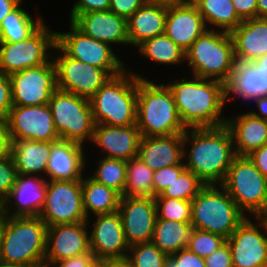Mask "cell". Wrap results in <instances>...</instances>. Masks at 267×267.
I'll list each match as a JSON object with an SVG mask.
<instances>
[{
    "instance_id": "cell-1",
    "label": "cell",
    "mask_w": 267,
    "mask_h": 267,
    "mask_svg": "<svg viewBox=\"0 0 267 267\" xmlns=\"http://www.w3.org/2000/svg\"><path fill=\"white\" fill-rule=\"evenodd\" d=\"M165 73L169 78L164 77L165 80L162 81L171 90L177 112L186 128L226 125L229 109L224 83L185 72L180 75L173 72L172 76L168 74L170 71L166 70Z\"/></svg>"
},
{
    "instance_id": "cell-2",
    "label": "cell",
    "mask_w": 267,
    "mask_h": 267,
    "mask_svg": "<svg viewBox=\"0 0 267 267\" xmlns=\"http://www.w3.org/2000/svg\"><path fill=\"white\" fill-rule=\"evenodd\" d=\"M236 157L226 125L187 128L183 133V161L205 185H221Z\"/></svg>"
},
{
    "instance_id": "cell-3",
    "label": "cell",
    "mask_w": 267,
    "mask_h": 267,
    "mask_svg": "<svg viewBox=\"0 0 267 267\" xmlns=\"http://www.w3.org/2000/svg\"><path fill=\"white\" fill-rule=\"evenodd\" d=\"M131 65V72L137 75V127L141 137L184 133L187 128L181 122L174 96L168 86L162 80H157L156 73L153 76L149 71L146 72L148 68H143L145 72H140L137 62ZM146 73L148 74L145 75Z\"/></svg>"
},
{
    "instance_id": "cell-4",
    "label": "cell",
    "mask_w": 267,
    "mask_h": 267,
    "mask_svg": "<svg viewBox=\"0 0 267 267\" xmlns=\"http://www.w3.org/2000/svg\"><path fill=\"white\" fill-rule=\"evenodd\" d=\"M46 223L39 217L2 215L0 261L25 267H45Z\"/></svg>"
},
{
    "instance_id": "cell-5",
    "label": "cell",
    "mask_w": 267,
    "mask_h": 267,
    "mask_svg": "<svg viewBox=\"0 0 267 267\" xmlns=\"http://www.w3.org/2000/svg\"><path fill=\"white\" fill-rule=\"evenodd\" d=\"M130 67L110 77L89 99L95 125L137 124V75Z\"/></svg>"
},
{
    "instance_id": "cell-6",
    "label": "cell",
    "mask_w": 267,
    "mask_h": 267,
    "mask_svg": "<svg viewBox=\"0 0 267 267\" xmlns=\"http://www.w3.org/2000/svg\"><path fill=\"white\" fill-rule=\"evenodd\" d=\"M235 62L230 33L207 29L185 52L184 72L226 84Z\"/></svg>"
},
{
    "instance_id": "cell-7",
    "label": "cell",
    "mask_w": 267,
    "mask_h": 267,
    "mask_svg": "<svg viewBox=\"0 0 267 267\" xmlns=\"http://www.w3.org/2000/svg\"><path fill=\"white\" fill-rule=\"evenodd\" d=\"M246 218L221 185H205L191 200V226L227 239Z\"/></svg>"
},
{
    "instance_id": "cell-8",
    "label": "cell",
    "mask_w": 267,
    "mask_h": 267,
    "mask_svg": "<svg viewBox=\"0 0 267 267\" xmlns=\"http://www.w3.org/2000/svg\"><path fill=\"white\" fill-rule=\"evenodd\" d=\"M221 186L246 215L260 217L267 209V178L247 156H236Z\"/></svg>"
},
{
    "instance_id": "cell-9",
    "label": "cell",
    "mask_w": 267,
    "mask_h": 267,
    "mask_svg": "<svg viewBox=\"0 0 267 267\" xmlns=\"http://www.w3.org/2000/svg\"><path fill=\"white\" fill-rule=\"evenodd\" d=\"M48 105L59 137L88 148L95 127L89 99L57 89Z\"/></svg>"
},
{
    "instance_id": "cell-10",
    "label": "cell",
    "mask_w": 267,
    "mask_h": 267,
    "mask_svg": "<svg viewBox=\"0 0 267 267\" xmlns=\"http://www.w3.org/2000/svg\"><path fill=\"white\" fill-rule=\"evenodd\" d=\"M69 25L65 32L64 28L63 32L56 30V44L68 56L104 69L111 77L120 74L127 68L128 59L126 63L123 59L125 57L117 53L109 44L85 35L70 21Z\"/></svg>"
},
{
    "instance_id": "cell-11",
    "label": "cell",
    "mask_w": 267,
    "mask_h": 267,
    "mask_svg": "<svg viewBox=\"0 0 267 267\" xmlns=\"http://www.w3.org/2000/svg\"><path fill=\"white\" fill-rule=\"evenodd\" d=\"M45 21L30 37L19 42H0V72L10 76L47 63L56 45V30Z\"/></svg>"
},
{
    "instance_id": "cell-12",
    "label": "cell",
    "mask_w": 267,
    "mask_h": 267,
    "mask_svg": "<svg viewBox=\"0 0 267 267\" xmlns=\"http://www.w3.org/2000/svg\"><path fill=\"white\" fill-rule=\"evenodd\" d=\"M57 89L90 99L111 77L104 69L68 56L57 44L52 52Z\"/></svg>"
},
{
    "instance_id": "cell-13",
    "label": "cell",
    "mask_w": 267,
    "mask_h": 267,
    "mask_svg": "<svg viewBox=\"0 0 267 267\" xmlns=\"http://www.w3.org/2000/svg\"><path fill=\"white\" fill-rule=\"evenodd\" d=\"M39 217L47 227L86 222L81 180L48 181L45 203Z\"/></svg>"
},
{
    "instance_id": "cell-14",
    "label": "cell",
    "mask_w": 267,
    "mask_h": 267,
    "mask_svg": "<svg viewBox=\"0 0 267 267\" xmlns=\"http://www.w3.org/2000/svg\"><path fill=\"white\" fill-rule=\"evenodd\" d=\"M226 242L233 267H267V225L261 217L246 216Z\"/></svg>"
},
{
    "instance_id": "cell-15",
    "label": "cell",
    "mask_w": 267,
    "mask_h": 267,
    "mask_svg": "<svg viewBox=\"0 0 267 267\" xmlns=\"http://www.w3.org/2000/svg\"><path fill=\"white\" fill-rule=\"evenodd\" d=\"M9 80L12 105L16 106L48 104L57 90L56 67L52 58L40 66L10 75Z\"/></svg>"
},
{
    "instance_id": "cell-16",
    "label": "cell",
    "mask_w": 267,
    "mask_h": 267,
    "mask_svg": "<svg viewBox=\"0 0 267 267\" xmlns=\"http://www.w3.org/2000/svg\"><path fill=\"white\" fill-rule=\"evenodd\" d=\"M6 123L9 139L53 142L60 138L48 104L12 105Z\"/></svg>"
},
{
    "instance_id": "cell-17",
    "label": "cell",
    "mask_w": 267,
    "mask_h": 267,
    "mask_svg": "<svg viewBox=\"0 0 267 267\" xmlns=\"http://www.w3.org/2000/svg\"><path fill=\"white\" fill-rule=\"evenodd\" d=\"M86 223L90 250L97 260L127 257L129 245L118 211L89 217Z\"/></svg>"
},
{
    "instance_id": "cell-18",
    "label": "cell",
    "mask_w": 267,
    "mask_h": 267,
    "mask_svg": "<svg viewBox=\"0 0 267 267\" xmlns=\"http://www.w3.org/2000/svg\"><path fill=\"white\" fill-rule=\"evenodd\" d=\"M140 140L141 134L137 124L130 126L97 124L94 127L87 153H92L93 156L95 154V156L128 161L137 156Z\"/></svg>"
},
{
    "instance_id": "cell-19",
    "label": "cell",
    "mask_w": 267,
    "mask_h": 267,
    "mask_svg": "<svg viewBox=\"0 0 267 267\" xmlns=\"http://www.w3.org/2000/svg\"><path fill=\"white\" fill-rule=\"evenodd\" d=\"M118 213L129 246L151 242L157 218L154 198L121 196Z\"/></svg>"
},
{
    "instance_id": "cell-20",
    "label": "cell",
    "mask_w": 267,
    "mask_h": 267,
    "mask_svg": "<svg viewBox=\"0 0 267 267\" xmlns=\"http://www.w3.org/2000/svg\"><path fill=\"white\" fill-rule=\"evenodd\" d=\"M48 180L44 177L17 174L12 190L1 203L2 215L36 217L45 203Z\"/></svg>"
},
{
    "instance_id": "cell-21",
    "label": "cell",
    "mask_w": 267,
    "mask_h": 267,
    "mask_svg": "<svg viewBox=\"0 0 267 267\" xmlns=\"http://www.w3.org/2000/svg\"><path fill=\"white\" fill-rule=\"evenodd\" d=\"M72 23L85 35L109 44L116 49L117 53H123L125 51L123 53L124 56L125 54L128 55L129 40L127 35V20L125 18L107 10L80 14ZM127 49L128 51L126 53Z\"/></svg>"
},
{
    "instance_id": "cell-22",
    "label": "cell",
    "mask_w": 267,
    "mask_h": 267,
    "mask_svg": "<svg viewBox=\"0 0 267 267\" xmlns=\"http://www.w3.org/2000/svg\"><path fill=\"white\" fill-rule=\"evenodd\" d=\"M87 147L77 142L57 139L51 142L50 156L47 163L48 181L82 180L87 169Z\"/></svg>"
},
{
    "instance_id": "cell-23",
    "label": "cell",
    "mask_w": 267,
    "mask_h": 267,
    "mask_svg": "<svg viewBox=\"0 0 267 267\" xmlns=\"http://www.w3.org/2000/svg\"><path fill=\"white\" fill-rule=\"evenodd\" d=\"M90 251L86 222L48 226L44 265Z\"/></svg>"
},
{
    "instance_id": "cell-24",
    "label": "cell",
    "mask_w": 267,
    "mask_h": 267,
    "mask_svg": "<svg viewBox=\"0 0 267 267\" xmlns=\"http://www.w3.org/2000/svg\"><path fill=\"white\" fill-rule=\"evenodd\" d=\"M225 90L228 109L231 105L234 108L237 102L240 104H237L236 108H242L243 105L244 108L254 99L267 96V73L263 69H258L252 62L236 61L234 70L225 84Z\"/></svg>"
},
{
    "instance_id": "cell-25",
    "label": "cell",
    "mask_w": 267,
    "mask_h": 267,
    "mask_svg": "<svg viewBox=\"0 0 267 267\" xmlns=\"http://www.w3.org/2000/svg\"><path fill=\"white\" fill-rule=\"evenodd\" d=\"M207 29L194 3L167 4L165 34L185 52Z\"/></svg>"
},
{
    "instance_id": "cell-26",
    "label": "cell",
    "mask_w": 267,
    "mask_h": 267,
    "mask_svg": "<svg viewBox=\"0 0 267 267\" xmlns=\"http://www.w3.org/2000/svg\"><path fill=\"white\" fill-rule=\"evenodd\" d=\"M243 110L245 108H237L232 113L230 110L227 111L230 114H227L226 126L232 134L236 156H247L267 144V120L257 118L247 110Z\"/></svg>"
},
{
    "instance_id": "cell-27",
    "label": "cell",
    "mask_w": 267,
    "mask_h": 267,
    "mask_svg": "<svg viewBox=\"0 0 267 267\" xmlns=\"http://www.w3.org/2000/svg\"><path fill=\"white\" fill-rule=\"evenodd\" d=\"M135 54H136V57H135ZM131 56L136 58L135 61L137 60V58H140V60L142 62L146 60L149 63V66H147V67H151L153 64V66L151 67L152 71L150 70V72H152V73H154L153 68L156 65V68L154 69L155 72L157 71V72H160V74H161V78H160V76L158 77L159 80L166 77L165 76L166 74H162L161 72L165 71L166 70L165 68H167V67H168L167 70L173 69L170 71H174L175 67H179V68H175L176 74L177 73L179 74V72H181V74L184 73L183 68L185 66H182V65L185 64V51L182 50L165 33L162 35H159V36H155L151 39L145 40L142 44H140L135 49V51H133ZM139 56H141V57H139ZM143 59H145V60H143ZM159 66H160V68H162V69H160L161 71H159V69H157V68H159ZM163 67H165V68H163ZM180 67L183 71L180 70ZM177 70L179 72H177Z\"/></svg>"
},
{
    "instance_id": "cell-28",
    "label": "cell",
    "mask_w": 267,
    "mask_h": 267,
    "mask_svg": "<svg viewBox=\"0 0 267 267\" xmlns=\"http://www.w3.org/2000/svg\"><path fill=\"white\" fill-rule=\"evenodd\" d=\"M137 156L153 171L183 161V133L168 136L141 137Z\"/></svg>"
},
{
    "instance_id": "cell-29",
    "label": "cell",
    "mask_w": 267,
    "mask_h": 267,
    "mask_svg": "<svg viewBox=\"0 0 267 267\" xmlns=\"http://www.w3.org/2000/svg\"><path fill=\"white\" fill-rule=\"evenodd\" d=\"M166 15L167 4L147 1L127 20L130 53L145 40L165 33Z\"/></svg>"
},
{
    "instance_id": "cell-30",
    "label": "cell",
    "mask_w": 267,
    "mask_h": 267,
    "mask_svg": "<svg viewBox=\"0 0 267 267\" xmlns=\"http://www.w3.org/2000/svg\"><path fill=\"white\" fill-rule=\"evenodd\" d=\"M230 35L236 61L251 62L267 53V19L243 20Z\"/></svg>"
},
{
    "instance_id": "cell-31",
    "label": "cell",
    "mask_w": 267,
    "mask_h": 267,
    "mask_svg": "<svg viewBox=\"0 0 267 267\" xmlns=\"http://www.w3.org/2000/svg\"><path fill=\"white\" fill-rule=\"evenodd\" d=\"M9 153L17 174L46 178L51 142L9 139Z\"/></svg>"
},
{
    "instance_id": "cell-32",
    "label": "cell",
    "mask_w": 267,
    "mask_h": 267,
    "mask_svg": "<svg viewBox=\"0 0 267 267\" xmlns=\"http://www.w3.org/2000/svg\"><path fill=\"white\" fill-rule=\"evenodd\" d=\"M25 3L29 4L27 0H23L2 20L0 24V42L25 40L46 21L45 16L40 12H32L30 9H26Z\"/></svg>"
},
{
    "instance_id": "cell-33",
    "label": "cell",
    "mask_w": 267,
    "mask_h": 267,
    "mask_svg": "<svg viewBox=\"0 0 267 267\" xmlns=\"http://www.w3.org/2000/svg\"><path fill=\"white\" fill-rule=\"evenodd\" d=\"M81 189L87 218L118 211L121 195L115 190L95 182L87 174L81 180Z\"/></svg>"
},
{
    "instance_id": "cell-34",
    "label": "cell",
    "mask_w": 267,
    "mask_h": 267,
    "mask_svg": "<svg viewBox=\"0 0 267 267\" xmlns=\"http://www.w3.org/2000/svg\"><path fill=\"white\" fill-rule=\"evenodd\" d=\"M88 155L86 174L95 182L103 184L108 188L115 190L121 196H124V188L126 184V161L100 156L93 157L92 154Z\"/></svg>"
},
{
    "instance_id": "cell-35",
    "label": "cell",
    "mask_w": 267,
    "mask_h": 267,
    "mask_svg": "<svg viewBox=\"0 0 267 267\" xmlns=\"http://www.w3.org/2000/svg\"><path fill=\"white\" fill-rule=\"evenodd\" d=\"M194 4L208 29L231 33L242 22L231 0H197Z\"/></svg>"
},
{
    "instance_id": "cell-36",
    "label": "cell",
    "mask_w": 267,
    "mask_h": 267,
    "mask_svg": "<svg viewBox=\"0 0 267 267\" xmlns=\"http://www.w3.org/2000/svg\"><path fill=\"white\" fill-rule=\"evenodd\" d=\"M190 222H178L156 218L151 242L168 256L187 247Z\"/></svg>"
},
{
    "instance_id": "cell-37",
    "label": "cell",
    "mask_w": 267,
    "mask_h": 267,
    "mask_svg": "<svg viewBox=\"0 0 267 267\" xmlns=\"http://www.w3.org/2000/svg\"><path fill=\"white\" fill-rule=\"evenodd\" d=\"M154 171L138 156L126 161V184L124 196L154 198Z\"/></svg>"
},
{
    "instance_id": "cell-38",
    "label": "cell",
    "mask_w": 267,
    "mask_h": 267,
    "mask_svg": "<svg viewBox=\"0 0 267 267\" xmlns=\"http://www.w3.org/2000/svg\"><path fill=\"white\" fill-rule=\"evenodd\" d=\"M205 184L190 170L185 169L168 187L158 196L191 201Z\"/></svg>"
},
{
    "instance_id": "cell-39",
    "label": "cell",
    "mask_w": 267,
    "mask_h": 267,
    "mask_svg": "<svg viewBox=\"0 0 267 267\" xmlns=\"http://www.w3.org/2000/svg\"><path fill=\"white\" fill-rule=\"evenodd\" d=\"M169 256L152 242L129 246L127 259L133 267H164Z\"/></svg>"
},
{
    "instance_id": "cell-40",
    "label": "cell",
    "mask_w": 267,
    "mask_h": 267,
    "mask_svg": "<svg viewBox=\"0 0 267 267\" xmlns=\"http://www.w3.org/2000/svg\"><path fill=\"white\" fill-rule=\"evenodd\" d=\"M157 218L178 222H191V201L154 197Z\"/></svg>"
},
{
    "instance_id": "cell-41",
    "label": "cell",
    "mask_w": 267,
    "mask_h": 267,
    "mask_svg": "<svg viewBox=\"0 0 267 267\" xmlns=\"http://www.w3.org/2000/svg\"><path fill=\"white\" fill-rule=\"evenodd\" d=\"M225 242L226 239L218 234L192 228L186 248L199 257L206 258Z\"/></svg>"
},
{
    "instance_id": "cell-42",
    "label": "cell",
    "mask_w": 267,
    "mask_h": 267,
    "mask_svg": "<svg viewBox=\"0 0 267 267\" xmlns=\"http://www.w3.org/2000/svg\"><path fill=\"white\" fill-rule=\"evenodd\" d=\"M17 178V170L10 153L0 156V203L9 195Z\"/></svg>"
},
{
    "instance_id": "cell-43",
    "label": "cell",
    "mask_w": 267,
    "mask_h": 267,
    "mask_svg": "<svg viewBox=\"0 0 267 267\" xmlns=\"http://www.w3.org/2000/svg\"><path fill=\"white\" fill-rule=\"evenodd\" d=\"M185 169V164H177L154 171V197L160 195Z\"/></svg>"
},
{
    "instance_id": "cell-44",
    "label": "cell",
    "mask_w": 267,
    "mask_h": 267,
    "mask_svg": "<svg viewBox=\"0 0 267 267\" xmlns=\"http://www.w3.org/2000/svg\"><path fill=\"white\" fill-rule=\"evenodd\" d=\"M164 267H206L205 260L199 257L188 248H183L170 255Z\"/></svg>"
},
{
    "instance_id": "cell-45",
    "label": "cell",
    "mask_w": 267,
    "mask_h": 267,
    "mask_svg": "<svg viewBox=\"0 0 267 267\" xmlns=\"http://www.w3.org/2000/svg\"><path fill=\"white\" fill-rule=\"evenodd\" d=\"M69 9L68 21L72 22L78 15L88 12H98L109 10L110 0H73Z\"/></svg>"
},
{
    "instance_id": "cell-46",
    "label": "cell",
    "mask_w": 267,
    "mask_h": 267,
    "mask_svg": "<svg viewBox=\"0 0 267 267\" xmlns=\"http://www.w3.org/2000/svg\"><path fill=\"white\" fill-rule=\"evenodd\" d=\"M97 261L96 256L90 250L89 252L71 258L49 262L45 267H96Z\"/></svg>"
},
{
    "instance_id": "cell-47",
    "label": "cell",
    "mask_w": 267,
    "mask_h": 267,
    "mask_svg": "<svg viewBox=\"0 0 267 267\" xmlns=\"http://www.w3.org/2000/svg\"><path fill=\"white\" fill-rule=\"evenodd\" d=\"M148 0H110L109 10L128 20Z\"/></svg>"
},
{
    "instance_id": "cell-48",
    "label": "cell",
    "mask_w": 267,
    "mask_h": 267,
    "mask_svg": "<svg viewBox=\"0 0 267 267\" xmlns=\"http://www.w3.org/2000/svg\"><path fill=\"white\" fill-rule=\"evenodd\" d=\"M11 108L12 95L9 76L0 72V120L6 121Z\"/></svg>"
},
{
    "instance_id": "cell-49",
    "label": "cell",
    "mask_w": 267,
    "mask_h": 267,
    "mask_svg": "<svg viewBox=\"0 0 267 267\" xmlns=\"http://www.w3.org/2000/svg\"><path fill=\"white\" fill-rule=\"evenodd\" d=\"M204 260L206 267H233L230 247L227 242L204 258Z\"/></svg>"
},
{
    "instance_id": "cell-50",
    "label": "cell",
    "mask_w": 267,
    "mask_h": 267,
    "mask_svg": "<svg viewBox=\"0 0 267 267\" xmlns=\"http://www.w3.org/2000/svg\"><path fill=\"white\" fill-rule=\"evenodd\" d=\"M239 18L243 20L257 18V0H231Z\"/></svg>"
},
{
    "instance_id": "cell-51",
    "label": "cell",
    "mask_w": 267,
    "mask_h": 267,
    "mask_svg": "<svg viewBox=\"0 0 267 267\" xmlns=\"http://www.w3.org/2000/svg\"><path fill=\"white\" fill-rule=\"evenodd\" d=\"M247 157L261 172V174L267 178V144L252 151L249 155H247Z\"/></svg>"
},
{
    "instance_id": "cell-52",
    "label": "cell",
    "mask_w": 267,
    "mask_h": 267,
    "mask_svg": "<svg viewBox=\"0 0 267 267\" xmlns=\"http://www.w3.org/2000/svg\"><path fill=\"white\" fill-rule=\"evenodd\" d=\"M245 109L253 116L267 120V96L254 99Z\"/></svg>"
},
{
    "instance_id": "cell-53",
    "label": "cell",
    "mask_w": 267,
    "mask_h": 267,
    "mask_svg": "<svg viewBox=\"0 0 267 267\" xmlns=\"http://www.w3.org/2000/svg\"><path fill=\"white\" fill-rule=\"evenodd\" d=\"M9 146L7 123L4 120H0V156L9 153Z\"/></svg>"
},
{
    "instance_id": "cell-54",
    "label": "cell",
    "mask_w": 267,
    "mask_h": 267,
    "mask_svg": "<svg viewBox=\"0 0 267 267\" xmlns=\"http://www.w3.org/2000/svg\"><path fill=\"white\" fill-rule=\"evenodd\" d=\"M96 267H133L127 258L98 260Z\"/></svg>"
},
{
    "instance_id": "cell-55",
    "label": "cell",
    "mask_w": 267,
    "mask_h": 267,
    "mask_svg": "<svg viewBox=\"0 0 267 267\" xmlns=\"http://www.w3.org/2000/svg\"><path fill=\"white\" fill-rule=\"evenodd\" d=\"M23 0H0V24Z\"/></svg>"
},
{
    "instance_id": "cell-56",
    "label": "cell",
    "mask_w": 267,
    "mask_h": 267,
    "mask_svg": "<svg viewBox=\"0 0 267 267\" xmlns=\"http://www.w3.org/2000/svg\"><path fill=\"white\" fill-rule=\"evenodd\" d=\"M257 18L267 19V0H257Z\"/></svg>"
},
{
    "instance_id": "cell-57",
    "label": "cell",
    "mask_w": 267,
    "mask_h": 267,
    "mask_svg": "<svg viewBox=\"0 0 267 267\" xmlns=\"http://www.w3.org/2000/svg\"><path fill=\"white\" fill-rule=\"evenodd\" d=\"M258 69H263L267 73V53L251 61Z\"/></svg>"
},
{
    "instance_id": "cell-58",
    "label": "cell",
    "mask_w": 267,
    "mask_h": 267,
    "mask_svg": "<svg viewBox=\"0 0 267 267\" xmlns=\"http://www.w3.org/2000/svg\"><path fill=\"white\" fill-rule=\"evenodd\" d=\"M149 2L165 3V4H176L185 3L187 0H148Z\"/></svg>"
},
{
    "instance_id": "cell-59",
    "label": "cell",
    "mask_w": 267,
    "mask_h": 267,
    "mask_svg": "<svg viewBox=\"0 0 267 267\" xmlns=\"http://www.w3.org/2000/svg\"><path fill=\"white\" fill-rule=\"evenodd\" d=\"M0 267H25V266H21L18 264H9V263L0 261Z\"/></svg>"
},
{
    "instance_id": "cell-60",
    "label": "cell",
    "mask_w": 267,
    "mask_h": 267,
    "mask_svg": "<svg viewBox=\"0 0 267 267\" xmlns=\"http://www.w3.org/2000/svg\"><path fill=\"white\" fill-rule=\"evenodd\" d=\"M260 217L265 221V223L267 225V209Z\"/></svg>"
},
{
    "instance_id": "cell-61",
    "label": "cell",
    "mask_w": 267,
    "mask_h": 267,
    "mask_svg": "<svg viewBox=\"0 0 267 267\" xmlns=\"http://www.w3.org/2000/svg\"><path fill=\"white\" fill-rule=\"evenodd\" d=\"M1 237H2V217L0 219V252H1Z\"/></svg>"
},
{
    "instance_id": "cell-62",
    "label": "cell",
    "mask_w": 267,
    "mask_h": 267,
    "mask_svg": "<svg viewBox=\"0 0 267 267\" xmlns=\"http://www.w3.org/2000/svg\"><path fill=\"white\" fill-rule=\"evenodd\" d=\"M197 0H187L188 3H195Z\"/></svg>"
},
{
    "instance_id": "cell-63",
    "label": "cell",
    "mask_w": 267,
    "mask_h": 267,
    "mask_svg": "<svg viewBox=\"0 0 267 267\" xmlns=\"http://www.w3.org/2000/svg\"><path fill=\"white\" fill-rule=\"evenodd\" d=\"M2 217V209H1V203H0V219Z\"/></svg>"
}]
</instances>
